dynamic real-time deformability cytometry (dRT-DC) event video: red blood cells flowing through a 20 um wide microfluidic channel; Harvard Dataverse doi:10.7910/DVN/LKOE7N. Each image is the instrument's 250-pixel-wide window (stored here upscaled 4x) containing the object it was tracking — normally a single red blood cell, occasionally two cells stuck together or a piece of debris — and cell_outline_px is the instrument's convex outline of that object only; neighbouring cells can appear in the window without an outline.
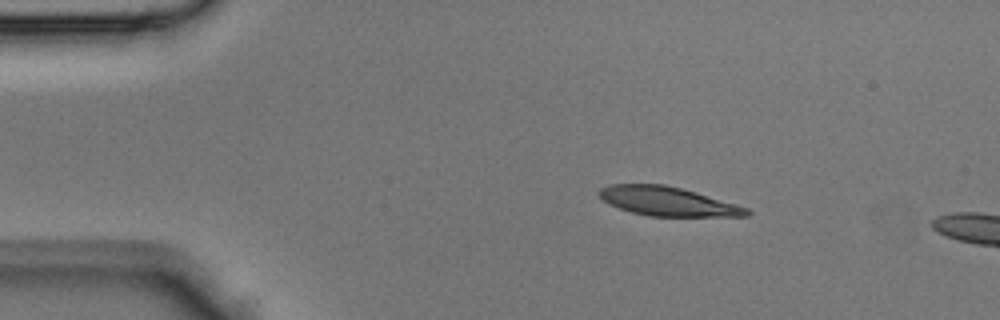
{"species": "Egyptian fruit bat (a non-hibernating species)", "species_latin": "Rousettus aegyptiacus", "temperature_condition": "room temperature", "stored_images_in_passage": 9, "camera_frame_rate_fps": 3000, "um_per_image_px": 0.085, "animal": {"sex": "male"}, "frame": {"image": 1, "passage_image": 6, "time_ms": 1.667, "image_size_px": [1000, 320], "cell_outline_px": [[752, 212], [748, 216], [648, 216], [632, 212], [620, 208], [604, 200], [596, 192], [600, 188], [612, 184], [664, 184], [696, 192], [736, 204], [748, 208]], "centroid_in_image_um": [56.77, 17.11], "position_along_channel_um": 28.2, "area_um2": 24.74}}